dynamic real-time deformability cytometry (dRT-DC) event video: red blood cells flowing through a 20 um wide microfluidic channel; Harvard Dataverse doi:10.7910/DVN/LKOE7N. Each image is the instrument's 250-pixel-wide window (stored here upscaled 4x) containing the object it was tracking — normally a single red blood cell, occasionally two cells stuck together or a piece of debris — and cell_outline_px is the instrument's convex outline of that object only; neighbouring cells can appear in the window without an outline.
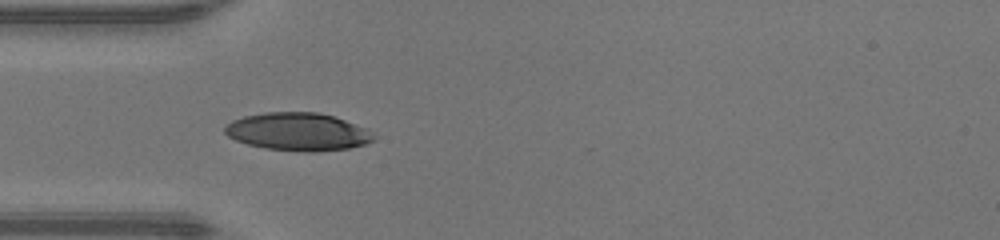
{"species": "human", "species_latin": "Homo sapiens", "temperature_condition": "warm", "stored_images_in_passage": 34, "camera_frame_rate_fps": 3000, "um_per_image_px": 0.085, "donor": {"sex": "male"}, "frame": {"image": 1, "passage_image": 1, "time_ms": 0.0, "image_size_px": [1000, 240], "cell_outline_px": [[376, 136], [372, 140], [364, 144], [348, 148], [316, 152], [304, 152], [264, 148], [248, 144], [236, 140], [228, 136], [224, 132], [224, 128], [232, 120], [244, 116], [264, 112], [316, 112], [332, 116], [344, 120], [364, 128], [372, 132]], "centroid_in_image_um": [25.29, 11.2], "position_along_channel_um": 59.7, "area_um2": 32.66}}
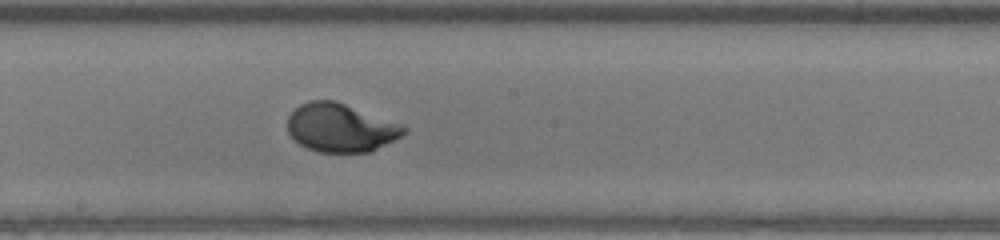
{"frame": {"image": 2, "passage_image": 12, "time_ms": 3.667, "image_size_px": [1000, 240], "cell_outline_px": [[408, 132], [368, 152], [320, 152], [308, 148], [300, 144], [288, 132], [288, 116], [300, 104], [308, 100], [336, 100], [400, 124], [408, 128]], "centroid_in_image_um": [28.93, 10.84], "position_along_channel_um": 219.3, "area_um2": 32.43}}
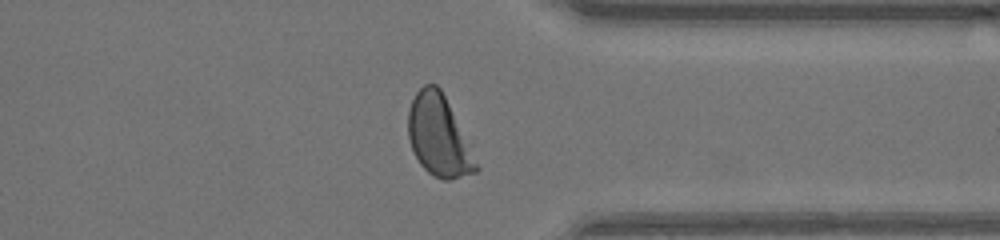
{"frame": {"image": 3, "passage_image": 23, "time_ms": 7.333, "image_size_px": [1000, 240], "cell_outline_px": [[480, 168], [476, 172], [448, 180], [444, 180], [432, 176], [420, 164], [412, 148], [408, 136], [408, 112], [412, 100], [416, 92], [424, 84], [436, 84], [440, 88]], "centroid_in_image_um": [37.26, 11.57], "position_along_channel_um": 374.1, "area_um2": 31.33}, "authors_computed_cell_mechanics": {"area_um2": 32.8882, "velocity_mm_per_s": 4.3667, "shape_relaxation_time_tau1_ms": 2.725, "shape_relaxation_time_tau2_ms": null, "deformation_change_tau1": 0.1909, "deformation_change_tau2": null}}